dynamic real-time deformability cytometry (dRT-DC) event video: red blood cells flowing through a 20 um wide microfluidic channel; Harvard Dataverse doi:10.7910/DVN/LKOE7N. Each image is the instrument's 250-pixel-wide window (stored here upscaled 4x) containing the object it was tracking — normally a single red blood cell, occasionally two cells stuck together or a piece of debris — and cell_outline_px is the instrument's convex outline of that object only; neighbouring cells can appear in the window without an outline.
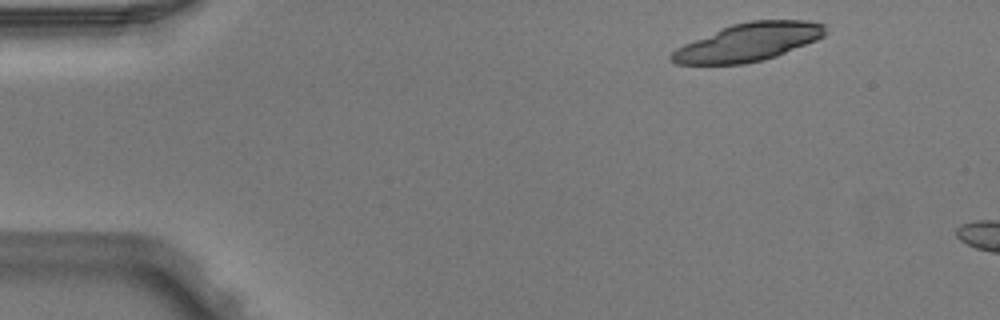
{"species": "Egyptian fruit bat (a non-hibernating species)", "species_latin": "Rousettus aegyptiacus", "temperature_condition": "warm", "stored_images_in_passage": 3, "camera_frame_rate_fps": 3000, "um_per_image_px": 0.085, "animal": {"sex": "male"}, "frame": {"image": 1, "passage_image": 1, "time_ms": 0.0, "image_size_px": [1000, 320], "cell_outline_px": [[824, 36], [816, 40], [776, 56], [764, 60], [744, 64], [676, 64], [668, 56], [676, 48], [684, 44], [732, 24], [752, 20], [808, 20], [824, 24]], "centroid_in_image_um": [63.61, 3.59], "position_along_channel_um": 21.4, "area_um2": 33.7}}